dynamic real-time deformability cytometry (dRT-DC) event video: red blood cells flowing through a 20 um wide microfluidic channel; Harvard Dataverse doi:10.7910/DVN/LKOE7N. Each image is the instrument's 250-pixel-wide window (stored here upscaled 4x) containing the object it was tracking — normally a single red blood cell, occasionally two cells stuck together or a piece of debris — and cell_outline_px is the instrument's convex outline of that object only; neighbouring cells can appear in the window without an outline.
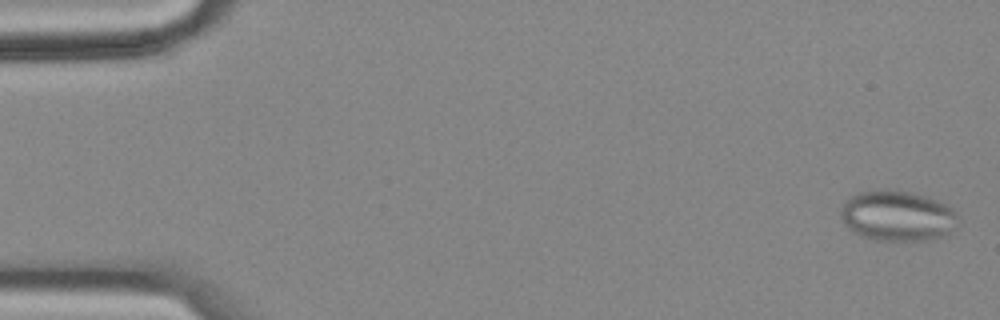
{"species": "common noctule bat (a hibernating species)", "species_latin": "Nyctalus noctula", "temperature_condition": "cold", "stored_images_in_passage": 54, "segment_of_instrument_passage": [1, 2], "camera_frame_rate_fps": 3000, "um_per_image_px": 0.085, "animal": {"sex": "female", "body_mass_g": 18.4}, "frame": {"image": 1, "passage_image": 2, "time_ms": 0.333, "image_size_px": [1000, 320], "cell_outline_px": [[956, 228], [948, 236], [932, 240], [872, 240], [860, 236], [852, 232], [844, 224], [840, 216], [840, 208], [844, 200], [848, 196], [860, 192], [884, 188], [912, 192], [928, 196], [948, 204], [956, 212]], "centroid_in_image_um": [76.27, 18.34], "position_along_channel_um": 8.7, "area_um2": 35.49}}